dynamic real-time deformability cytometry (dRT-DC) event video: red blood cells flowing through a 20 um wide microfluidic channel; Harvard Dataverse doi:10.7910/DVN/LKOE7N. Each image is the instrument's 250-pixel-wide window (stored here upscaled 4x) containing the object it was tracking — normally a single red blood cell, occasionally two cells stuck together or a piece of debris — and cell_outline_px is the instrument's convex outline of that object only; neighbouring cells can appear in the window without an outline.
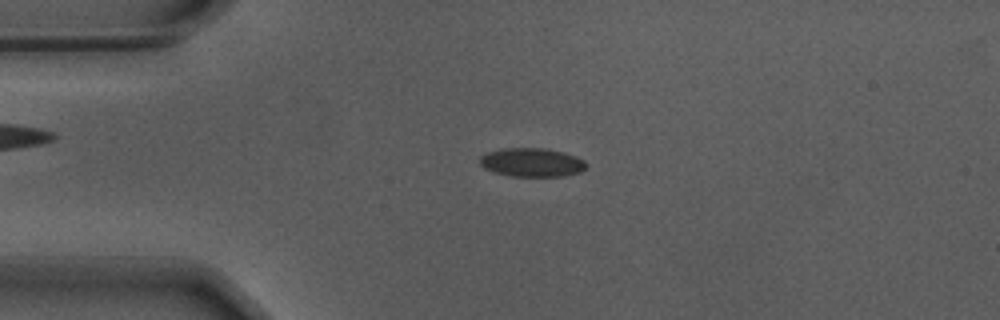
{"species": "Egyptian fruit bat (a non-hibernating species)", "species_latin": "Rousettus aegyptiacus", "temperature_condition": "warm", "stored_images_in_passage": 55, "camera_frame_rate_fps": 3000, "um_per_image_px": 0.085, "animal": {"sex": "male"}, "frame": {"image": 1, "passage_image": 13, "time_ms": 4.0, "image_size_px": [1000, 320], "cell_outline_px": [[588, 164], [580, 172], [564, 176], [508, 176], [484, 168], [480, 164], [480, 156], [488, 152], [504, 148], [544, 148], [564, 152], [584, 160]], "centroid_in_image_um": [45.21, 13.8], "position_along_channel_um": 39.8, "area_um2": 17.74}}
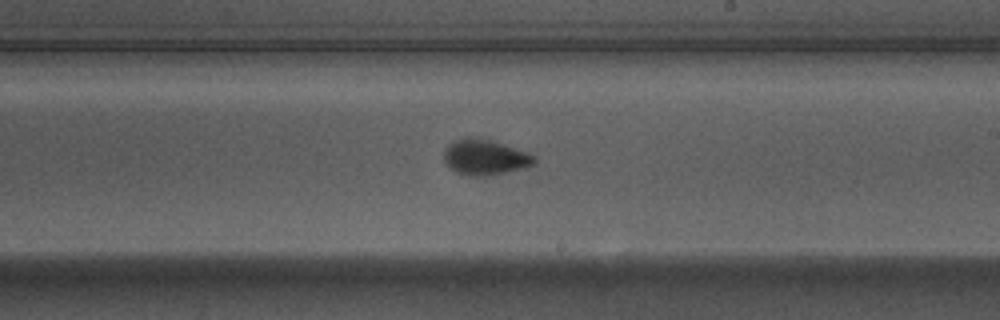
{"frame": {"image": 2, "passage_image": 32, "time_ms": 10.333, "image_size_px": [1000, 320], "cell_outline_px": [[536, 164], [528, 168], [488, 176], [472, 176], [456, 172], [444, 160], [444, 148], [452, 140], [464, 136], [472, 136], [488, 140], [528, 152], [536, 156]], "centroid_in_image_um": [41.24, 13.36], "position_along_channel_um": 247.8, "area_um2": 18.96}}
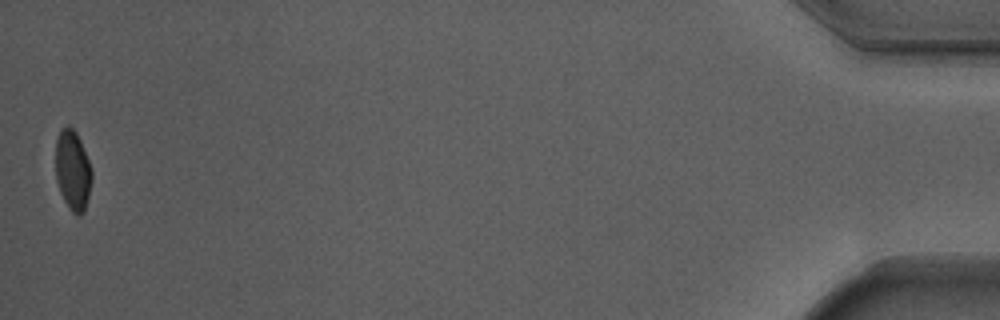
{"frame": {"image": 3, "passage_image": 55, "time_ms": 18.0, "image_size_px": [1000, 320], "cell_outline_px": [[92, 180], [84, 212], [80, 216], [76, 216], [68, 208], [60, 192], [56, 180], [56, 140], [60, 128], [68, 124], [76, 132], [80, 140], [88, 160], [92, 172]], "centroid_in_image_um": [6.17, 14.48], "position_along_channel_um": 429.0, "area_um2": 16.99}, "authors_computed_cell_mechanics": {"area_um2": 17.8602, "velocity_mm_per_s": 3.6895, "shape_relaxation_time_tau1_ms": 3.5744, "shape_relaxation_time_tau2_ms": null, "deformation_change_tau1": 0.1291, "deformation_change_tau2": null}}